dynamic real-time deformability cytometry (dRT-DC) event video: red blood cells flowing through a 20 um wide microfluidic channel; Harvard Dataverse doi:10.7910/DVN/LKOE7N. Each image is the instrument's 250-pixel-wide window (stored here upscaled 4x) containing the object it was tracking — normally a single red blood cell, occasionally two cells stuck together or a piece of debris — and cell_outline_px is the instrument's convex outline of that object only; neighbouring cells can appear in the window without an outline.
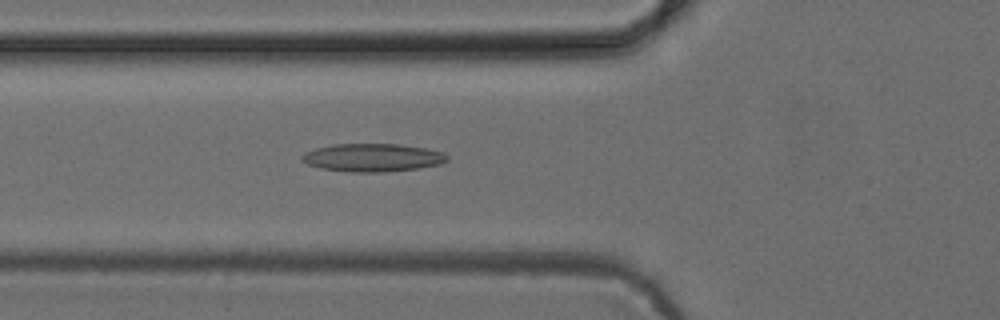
{"species": "common noctule bat (a hibernating species)", "species_latin": "Nyctalus noctula", "temperature_condition": "cold", "stored_images_in_passage": 23, "camera_frame_rate_fps": 3000, "um_per_image_px": 0.085, "animal": {"sex": "female", "body_mass_g": 24.6, "forearm_length_mm": 56.2}, "frame": {"image": 1, "passage_image": 4, "time_ms": 1.0, "image_size_px": [1000, 320], "cell_outline_px": [[448, 160], [440, 164], [420, 168], [384, 172], [352, 172], [320, 168], [308, 164], [300, 160], [300, 156], [304, 152], [316, 148], [336, 144], [400, 144], [428, 148], [444, 152], [448, 156]], "centroid_in_image_um": [31.69, 13.39], "position_along_channel_um": 94.1, "area_um2": 23.93}}
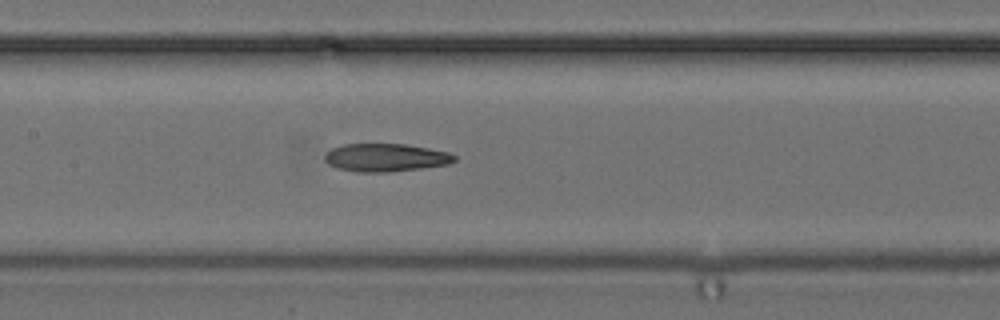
{"frame": {"image": 2, "passage_image": 10, "time_ms": 3.0, "image_size_px": [1000, 320], "cell_outline_px": [[456, 160], [448, 164], [424, 168], [388, 172], [356, 172], [336, 168], [328, 164], [324, 160], [324, 156], [332, 148], [344, 144], [404, 144], [428, 148], [448, 152], [456, 156]], "centroid_in_image_um": [32.77, 13.4], "position_along_channel_um": 174.6, "area_um2": 21.21}}
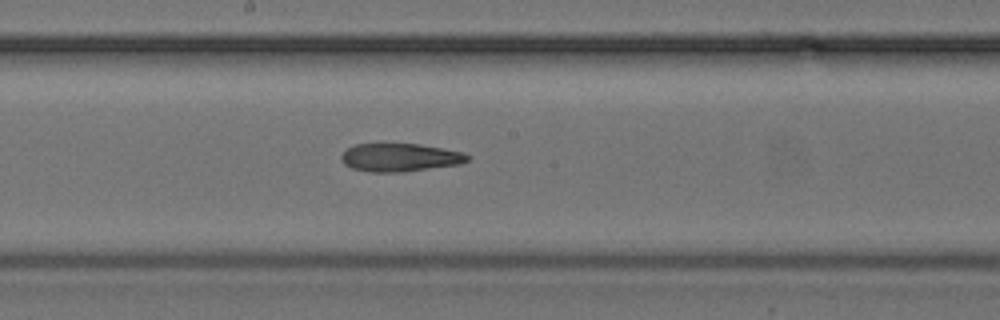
{"frame": {"image": 3, "passage_image": 13, "time_ms": 4.0, "image_size_px": [1000, 320], "cell_outline_px": [[472, 156], [468, 160], [460, 164], [404, 172], [372, 172], [352, 168], [344, 164], [340, 160], [340, 156], [348, 148], [356, 144], [420, 144], [460, 152]], "centroid_in_image_um": [33.98, 13.39], "position_along_channel_um": 214.2, "area_um2": 20.58}}